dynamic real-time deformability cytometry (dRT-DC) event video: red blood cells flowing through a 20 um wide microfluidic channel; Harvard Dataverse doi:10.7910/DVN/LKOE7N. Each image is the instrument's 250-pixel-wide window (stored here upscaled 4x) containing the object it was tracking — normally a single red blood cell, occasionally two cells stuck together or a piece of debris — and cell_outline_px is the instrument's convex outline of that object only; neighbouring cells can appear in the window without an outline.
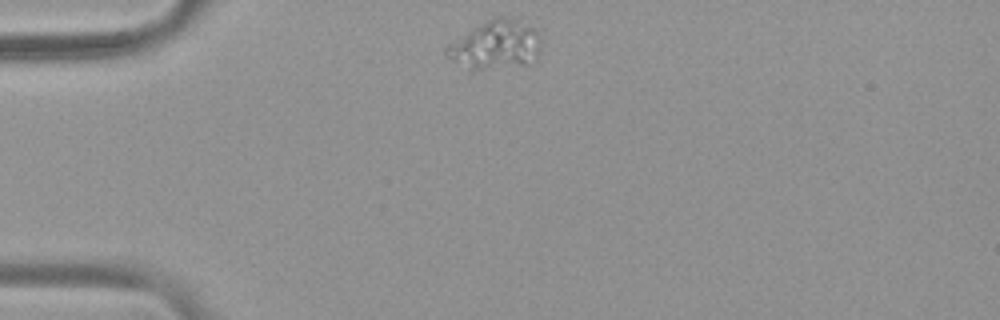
{"species": "common noctule bat (a hibernating species)", "species_latin": "Nyctalus noctula", "temperature_condition": "warm", "stored_images_in_passage": 43, "camera_frame_rate_fps": 3000, "um_per_image_px": 0.085, "animal": {"sex": "female", "body_mass_g": 19.9}, "frame": {"image": 1, "passage_image": 1, "time_ms": 0.0, "image_size_px": [1000, 320], "cell_outline_px": [[540, 52], [536, 60], [528, 64], [472, 72], [444, 56], [444, 48], [448, 44], [488, 20], [500, 16], [516, 20], [532, 28], [536, 32], [540, 40]], "centroid_in_image_um": [42.09, 3.89], "position_along_channel_um": 42.9, "area_um2": 26.76}}
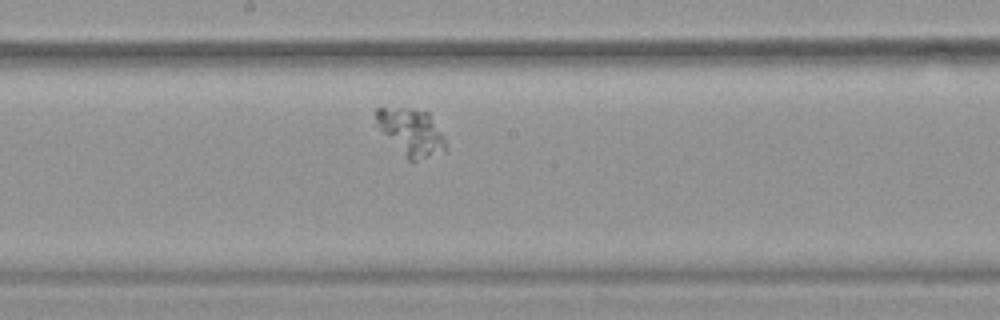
{"frame": {"image": 2, "passage_image": 18, "time_ms": 5.667, "image_size_px": [1000, 320], "cell_outline_px": [[448, 148], [416, 160], [408, 160], [380, 128], [376, 120], [376, 108], [412, 108], [428, 112], [444, 136]], "centroid_in_image_um": [34.97, 11.19], "position_along_channel_um": 213.2, "area_um2": 18.32}}
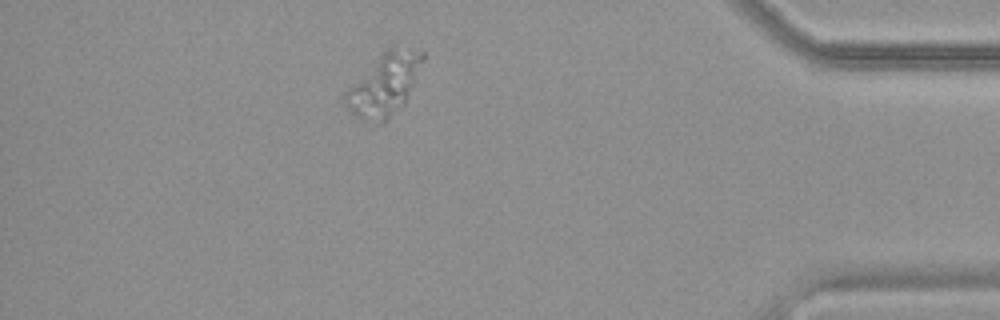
{"frame": {"image": 3, "passage_image": 37, "time_ms": 12.0, "image_size_px": [1000, 320], "cell_outline_px": [[424, 60], [404, 104], [384, 124], [380, 124], [364, 120], [356, 116], [344, 104], [344, 96], [348, 88], [388, 48], [392, 48], [424, 52]], "centroid_in_image_um": [32.67, 7.26], "position_along_channel_um": 402.5, "area_um2": 27.11}}